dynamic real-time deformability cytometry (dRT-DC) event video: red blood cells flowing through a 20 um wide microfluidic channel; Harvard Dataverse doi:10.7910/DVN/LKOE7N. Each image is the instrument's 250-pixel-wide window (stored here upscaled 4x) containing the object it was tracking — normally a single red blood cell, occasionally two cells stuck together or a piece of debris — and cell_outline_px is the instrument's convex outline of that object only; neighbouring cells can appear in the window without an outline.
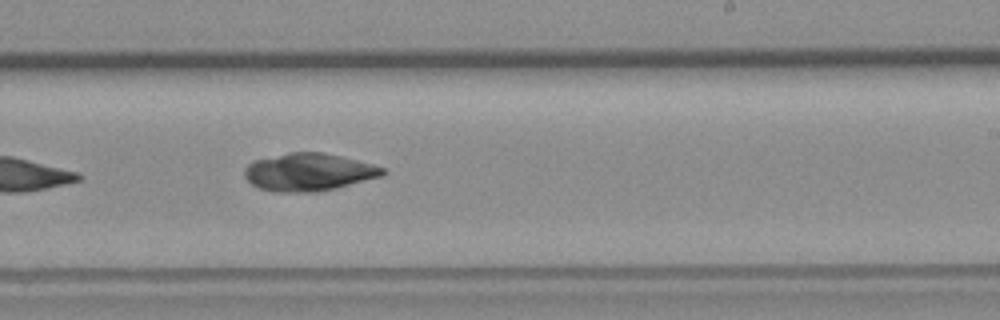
{"species": "common noctule bat (a hibernating species)", "species_latin": "Nyctalus noctula", "temperature_condition": "room temperature", "stored_images_in_passage": 7, "camera_frame_rate_fps": 3000, "um_per_image_px": 0.085, "animal": {"sex": "female", "body_mass_g": 19.3, "forearm_length_mm": 54.1}, "frame": {"image": 1, "passage_image": 7, "time_ms": 7.0, "image_size_px": [1000, 320], "cell_outline_px": [[388, 172], [384, 176], [336, 188], [316, 192], [272, 192], [260, 188], [252, 184], [244, 176], [244, 168], [248, 164], [256, 160], [292, 152], [324, 152], [372, 164], [384, 168]], "centroid_in_image_um": [26.27, 14.64], "position_along_channel_um": 262.7, "area_um2": 30.29}}